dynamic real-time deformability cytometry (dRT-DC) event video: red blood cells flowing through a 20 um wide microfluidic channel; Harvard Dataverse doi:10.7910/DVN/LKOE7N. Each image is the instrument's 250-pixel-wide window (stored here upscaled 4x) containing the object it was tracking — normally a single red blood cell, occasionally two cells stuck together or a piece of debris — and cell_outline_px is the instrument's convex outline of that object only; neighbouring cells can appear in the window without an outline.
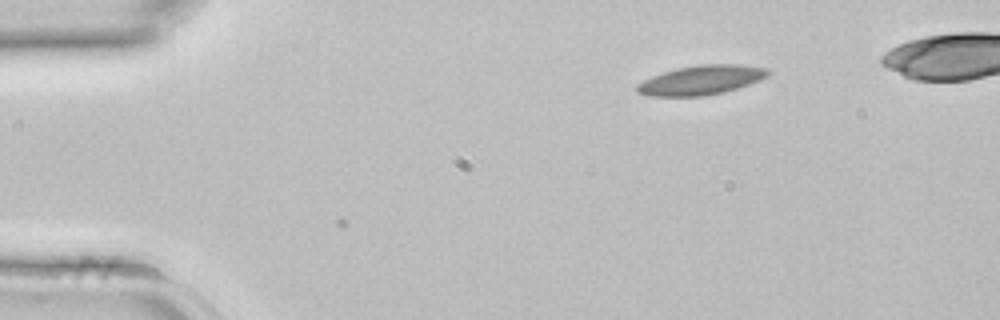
{"species": "common noctule bat (a hibernating species)", "species_latin": "Nyctalus noctula", "temperature_condition": "room temperature", "stored_images_in_passage": 3, "camera_frame_rate_fps": 3000, "um_per_image_px": 0.085, "animal": {"sex": "female", "body_mass_g": 22.7, "forearm_length_mm": 54.2}, "frame": {"image": 1, "passage_image": 1, "time_ms": 0.0, "image_size_px": [1000, 320], "cell_outline_px": [[772, 72], [768, 76], [760, 80], [724, 92], [704, 96], [648, 96], [636, 92], [636, 84], [652, 76], [676, 68], [700, 64], [740, 64], [768, 68]], "centroid_in_image_um": [59.61, 6.8], "position_along_channel_um": 25.4, "area_um2": 22.54}}